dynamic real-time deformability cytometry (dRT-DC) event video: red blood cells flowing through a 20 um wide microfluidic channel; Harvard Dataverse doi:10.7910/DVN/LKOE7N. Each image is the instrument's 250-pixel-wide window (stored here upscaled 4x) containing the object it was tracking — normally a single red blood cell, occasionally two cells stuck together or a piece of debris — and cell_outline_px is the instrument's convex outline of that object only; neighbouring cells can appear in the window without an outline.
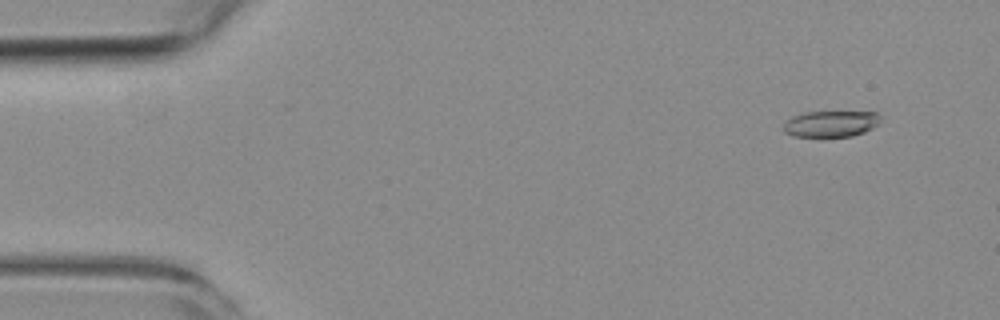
{"species": "common noctule bat (a hibernating species)", "species_latin": "Nyctalus noctula", "temperature_condition": "room temperature", "stored_images_in_passage": 5, "camera_frame_rate_fps": 3000, "um_per_image_px": 0.085, "animal": {"sex": "female", "body_mass_g": 19.3, "forearm_length_mm": 54.1}, "frame": {"image": 1, "passage_image": 2, "time_ms": 1.0, "image_size_px": [1000, 320], "cell_outline_px": [[880, 120], [872, 128], [864, 132], [852, 136], [796, 136], [784, 132], [784, 124], [792, 116], [804, 112], [876, 112], [880, 116]], "centroid_in_image_um": [70.62, 10.51], "position_along_channel_um": 14.4, "area_um2": 14.57}}
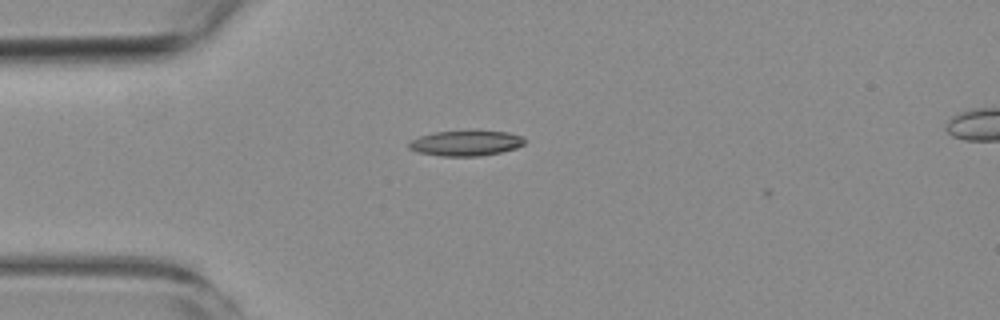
{"frame": {"image": 2, "passage_image": 4, "time_ms": 4.333, "image_size_px": [1000, 320], "cell_outline_px": [[524, 144], [516, 148], [500, 152], [480, 156], [440, 156], [416, 152], [408, 148], [408, 144], [412, 140], [420, 136], [436, 132], [508, 132], [524, 136]], "centroid_in_image_um": [39.59, 12.19], "position_along_channel_um": 45.4, "area_um2": 16.76}}